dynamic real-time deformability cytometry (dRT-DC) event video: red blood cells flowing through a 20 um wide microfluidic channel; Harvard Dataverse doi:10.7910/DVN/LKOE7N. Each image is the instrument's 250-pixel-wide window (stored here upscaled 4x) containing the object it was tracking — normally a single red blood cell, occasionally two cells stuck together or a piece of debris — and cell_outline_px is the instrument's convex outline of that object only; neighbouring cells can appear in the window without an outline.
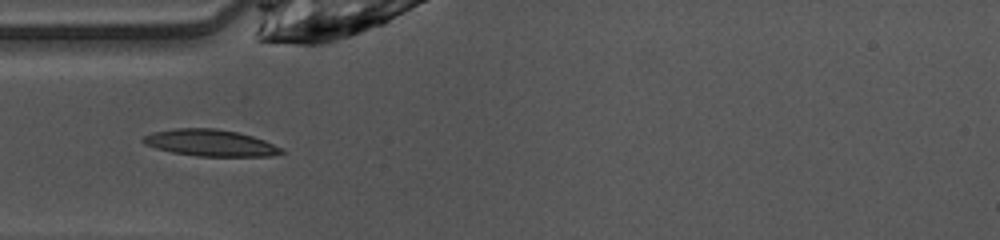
{"species": "common noctule bat (a hibernating species)", "species_latin": "Nyctalus noctula", "temperature_condition": "warm", "stored_images_in_passage": 34, "camera_frame_rate_fps": 3000, "um_per_image_px": 0.085, "animal": {"sex": "female", "body_mass_g": 10.0, "forearm_length_mm": 53.1}, "frame": {"image": 1, "passage_image": 3, "time_ms": 0.667, "image_size_px": [1000, 240], "cell_outline_px": [[288, 152], [272, 156], [196, 156], [172, 152], [156, 148], [144, 144], [140, 140], [144, 136], [152, 132], [172, 128], [216, 128], [236, 132], [252, 136], [264, 140], [284, 148]], "centroid_in_image_um": [17.9, 12.14], "position_along_channel_um": 67.1, "area_um2": 21.68}}
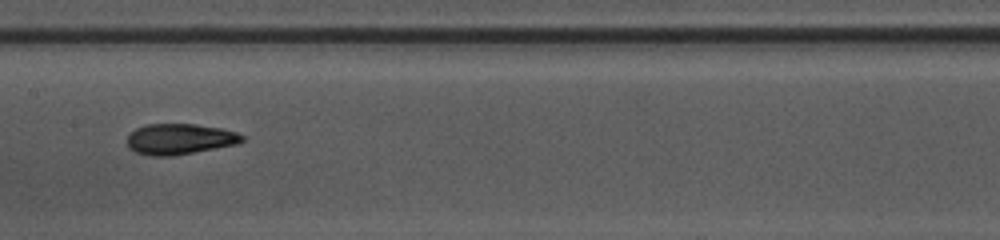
{"frame": {"image": 2, "passage_image": 12, "time_ms": 3.667, "image_size_px": [1000, 240], "cell_outline_px": [[244, 140], [236, 144], [172, 156], [152, 156], [136, 152], [128, 148], [128, 136], [136, 128], [148, 124], [196, 124], [220, 128], [236, 132], [244, 136]], "centroid_in_image_um": [15.26, 11.82], "position_along_channel_um": 192.1, "area_um2": 20.4}}
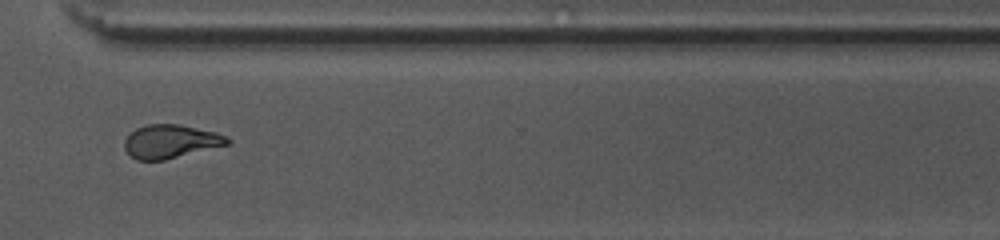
{"frame": {"image": 3, "passage_image": 24, "time_ms": 7.667, "image_size_px": [1000, 240], "cell_outline_px": [[232, 144], [164, 160], [136, 160], [124, 148], [124, 140], [136, 128], [148, 124], [180, 124], [216, 132], [228, 136], [232, 140]], "centroid_in_image_um": [14.57, 12.02], "position_along_channel_um": 356.0, "area_um2": 20.29}, "authors_computed_cell_mechanics": {"area_um2": 20.4323, "velocity_mm_per_s": 4.1112, "shape_relaxation_time_tau1_ms": 5.2295, "shape_relaxation_time_tau2_ms": 2.294, "deformation_change_tau1": 0.1882, "deformation_change_tau2": 0.0831}}